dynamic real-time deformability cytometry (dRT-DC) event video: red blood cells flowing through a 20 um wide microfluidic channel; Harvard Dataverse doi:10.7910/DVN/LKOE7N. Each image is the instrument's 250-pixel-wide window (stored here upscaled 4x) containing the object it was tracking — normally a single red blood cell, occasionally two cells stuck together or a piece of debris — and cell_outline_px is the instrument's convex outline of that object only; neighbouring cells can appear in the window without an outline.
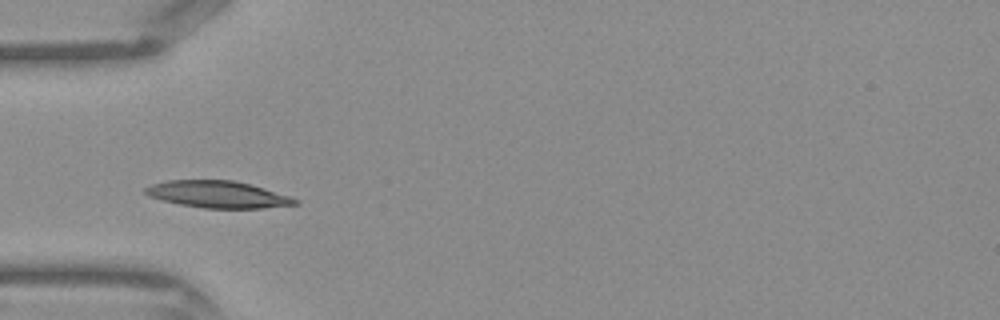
{"species": "Egyptian fruit bat (a non-hibernating species)", "species_latin": "Rousettus aegyptiacus", "temperature_condition": "warm", "stored_images_in_passage": 31, "camera_frame_rate_fps": 3000, "um_per_image_px": 0.085, "frame": {"image": 1, "passage_image": 1, "time_ms": 0.0, "image_size_px": [1000, 320], "cell_outline_px": [[300, 204], [264, 208], [204, 208], [180, 204], [148, 196], [144, 192], [144, 188], [152, 184], [168, 180], [232, 180], [252, 184], [300, 200]], "centroid_in_image_um": [18.53, 16.52], "position_along_channel_um": 66.5, "area_um2": 23.41}}
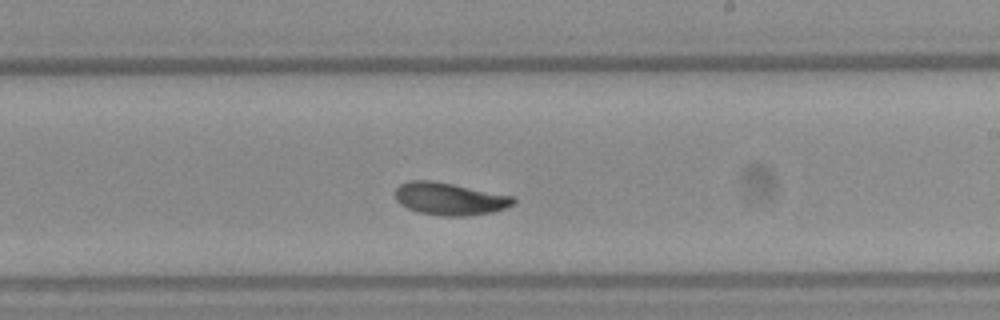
{"frame": {"image": 2, "passage_image": 13, "time_ms": 4.0, "image_size_px": [1000, 320], "cell_outline_px": [[516, 200], [512, 204], [504, 208], [492, 212], [468, 216], [444, 216], [420, 212], [408, 208], [400, 204], [396, 200], [396, 188], [400, 184], [408, 180], [432, 180], [512, 196]], "centroid_in_image_um": [38.18, 16.89], "position_along_channel_um": 250.8, "area_um2": 22.08}}
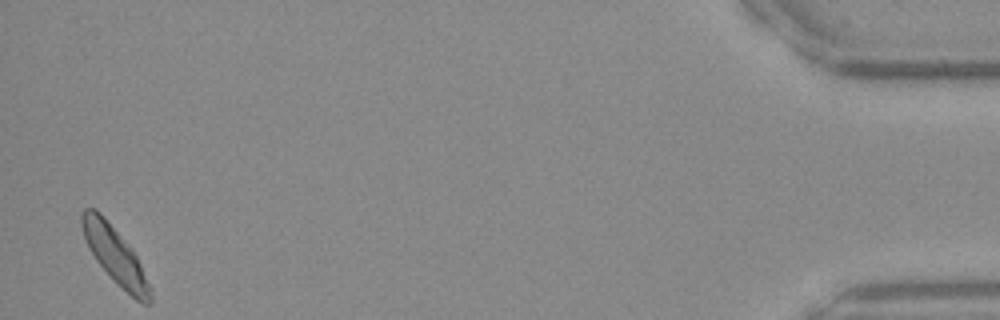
{"frame": {"image": 3, "passage_image": 30, "time_ms": 9.667, "image_size_px": [1000, 320], "cell_outline_px": [[152, 300], [148, 304], [140, 304], [96, 260], [88, 248], [84, 240], [80, 224], [80, 212], [84, 208], [92, 208], [100, 212], [104, 216], [132, 248], [152, 288]], "centroid_in_image_um": [9.76, 21.65], "position_along_channel_um": 425.4, "area_um2": 22.31}}